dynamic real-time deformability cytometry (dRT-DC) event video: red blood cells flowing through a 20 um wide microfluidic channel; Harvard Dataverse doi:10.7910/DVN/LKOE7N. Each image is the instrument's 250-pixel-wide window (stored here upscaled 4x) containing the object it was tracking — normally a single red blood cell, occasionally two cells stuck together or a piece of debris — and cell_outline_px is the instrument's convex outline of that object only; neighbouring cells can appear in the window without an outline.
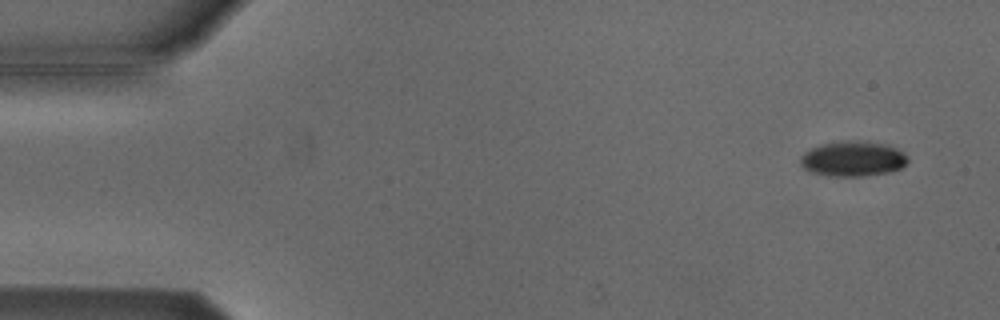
{"species": "Egyptian fruit bat (a non-hibernating species)", "species_latin": "Rousettus aegyptiacus", "temperature_condition": "cold", "stored_images_in_passage": 3, "camera_frame_rate_fps": 3000, "um_per_image_px": 0.085, "animal": {"sex": "male"}, "frame": {"image": 1, "passage_image": 3, "time_ms": 2.333, "image_size_px": [1000, 320], "cell_outline_px": [[908, 164], [900, 168], [888, 172], [864, 176], [828, 176], [812, 172], [804, 168], [800, 164], [800, 156], [804, 152], [812, 148], [824, 144], [884, 144], [896, 148], [904, 152], [908, 156]], "centroid_in_image_um": [72.51, 13.56], "position_along_channel_um": 12.5, "area_um2": 21.04}}